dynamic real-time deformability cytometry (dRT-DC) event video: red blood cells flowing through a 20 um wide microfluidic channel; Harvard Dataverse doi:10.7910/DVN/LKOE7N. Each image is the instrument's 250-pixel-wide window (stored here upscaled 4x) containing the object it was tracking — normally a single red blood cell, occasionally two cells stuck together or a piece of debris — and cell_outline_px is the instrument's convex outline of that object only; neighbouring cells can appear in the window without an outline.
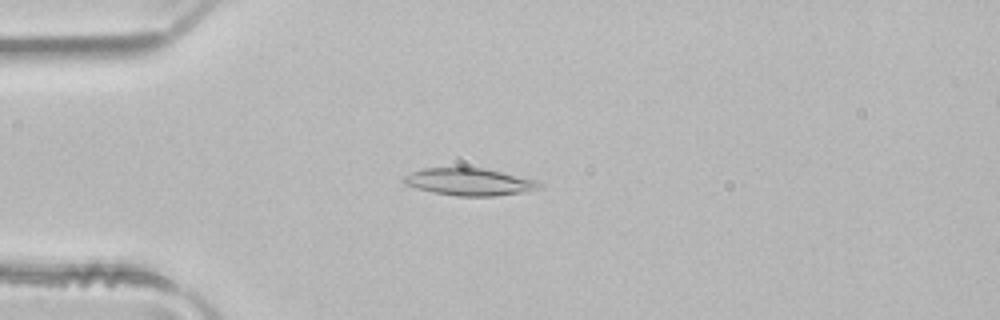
{"species": "common noctule bat (a hibernating species)", "species_latin": "Nyctalus noctula", "temperature_condition": "room temperature", "stored_images_in_passage": 2, "camera_frame_rate_fps": 3000, "um_per_image_px": 0.085, "animal": {"sex": "male", "body_mass_g": 21.5, "forearm_length_mm": 52.0}, "frame": {"image": 1, "passage_image": 2, "time_ms": 0.333, "image_size_px": [1000, 320], "cell_outline_px": [[544, 188], [520, 192], [492, 196], [456, 196], [432, 192], [408, 184], [400, 180], [404, 176], [412, 172], [424, 168], [484, 168], [536, 180], [544, 184]], "centroid_in_image_um": [39.93, 15.46], "position_along_channel_um": 45.1, "area_um2": 21.27}}